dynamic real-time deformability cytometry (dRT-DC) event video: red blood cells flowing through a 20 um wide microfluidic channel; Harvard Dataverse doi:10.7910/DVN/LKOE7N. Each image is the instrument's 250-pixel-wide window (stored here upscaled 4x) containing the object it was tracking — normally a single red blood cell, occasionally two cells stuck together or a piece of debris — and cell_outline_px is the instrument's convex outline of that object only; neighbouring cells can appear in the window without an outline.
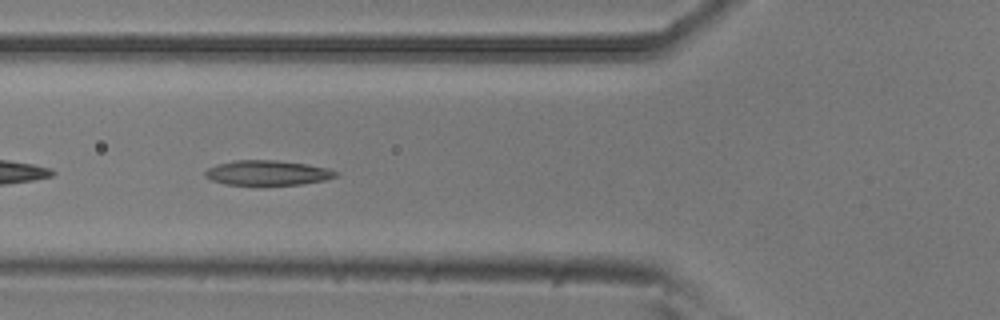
{"species": "common noctule bat (a hibernating species)", "species_latin": "Nyctalus noctula", "temperature_condition": "room temperature", "stored_images_in_passage": 39, "camera_frame_rate_fps": 3000, "um_per_image_px": 0.085, "animal": {"sex": "male", "body_mass_g": 20.5, "forearm_length_mm": 52.5}, "frame": {"image": 1, "passage_image": 5, "time_ms": 1.333, "image_size_px": [1000, 320], "cell_outline_px": [[340, 172], [336, 176], [324, 180], [300, 184], [224, 184], [212, 180], [204, 176], [204, 172], [208, 168], [216, 164], [236, 160], [276, 160], [304, 164], [328, 168]], "centroid_in_image_um": [22.72, 14.68], "position_along_channel_um": 103.1, "area_um2": 18.67}}
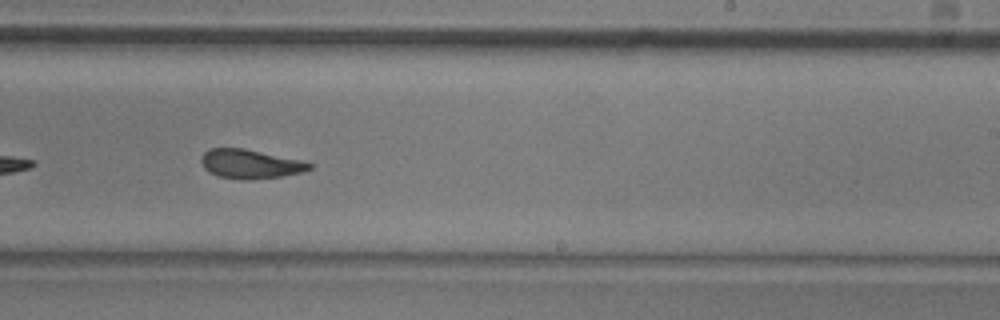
{"frame": {"image": 2, "passage_image": 18, "time_ms": 5.667, "image_size_px": [1000, 320], "cell_outline_px": [[312, 168], [300, 172], [280, 176], [248, 180], [244, 180], [220, 176], [208, 172], [204, 168], [200, 160], [204, 152], [212, 148], [244, 148], [300, 160], [312, 164]], "centroid_in_image_um": [21.23, 13.93], "position_along_channel_um": 267.8, "area_um2": 18.09}}
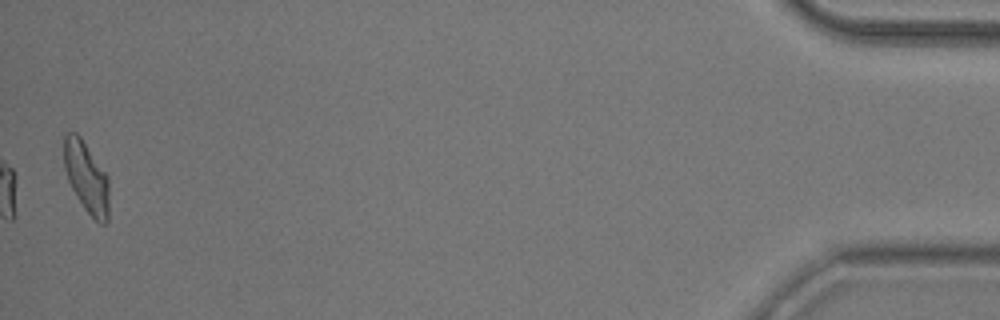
{"frame": {"image": 3, "passage_image": 38, "time_ms": 12.333, "image_size_px": [1000, 320], "cell_outline_px": [[108, 220], [104, 224], [100, 224], [84, 208], [72, 188], [68, 180], [64, 168], [64, 136], [68, 132], [76, 132], [80, 136], [108, 176]], "centroid_in_image_um": [7.34, 15.05], "position_along_channel_um": 427.9, "area_um2": 18.44}, "authors_computed_cell_mechanics": {"area_um2": 18.5538, "velocity_mm_per_s": 3.7961, "shape_relaxation_time_tau1_ms": 5.1379, "shape_relaxation_time_tau2_ms": 3.2566, "deformation_change_tau1": 0.1685, "deformation_change_tau2": 0.1114}}